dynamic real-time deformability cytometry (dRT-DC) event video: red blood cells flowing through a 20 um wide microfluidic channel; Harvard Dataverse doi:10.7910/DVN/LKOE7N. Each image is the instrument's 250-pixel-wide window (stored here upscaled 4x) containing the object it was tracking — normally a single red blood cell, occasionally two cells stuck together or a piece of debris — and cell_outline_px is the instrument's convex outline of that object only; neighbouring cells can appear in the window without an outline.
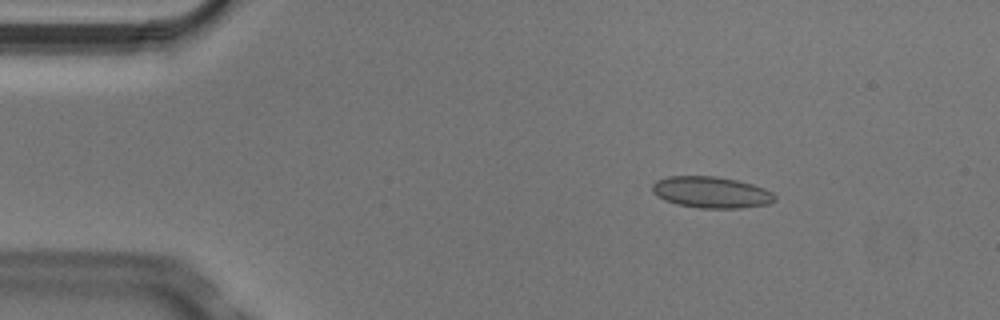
{"species": "Egyptian fruit bat (a non-hibernating species)", "species_latin": "Rousettus aegyptiacus", "temperature_condition": "cold", "stored_images_in_passage": 6, "camera_frame_rate_fps": 3000, "um_per_image_px": 0.085, "animal": {"sex": "male"}, "frame": {"image": 1, "passage_image": 3, "time_ms": 0.667, "image_size_px": [1000, 320], "cell_outline_px": [[776, 200], [768, 204], [740, 208], [700, 208], [676, 204], [664, 200], [656, 196], [652, 192], [652, 184], [656, 180], [668, 176], [716, 176], [736, 180], [752, 184], [764, 188], [772, 192], [776, 196]], "centroid_in_image_um": [60.43, 16.34], "position_along_channel_um": 24.6, "area_um2": 22.54}}